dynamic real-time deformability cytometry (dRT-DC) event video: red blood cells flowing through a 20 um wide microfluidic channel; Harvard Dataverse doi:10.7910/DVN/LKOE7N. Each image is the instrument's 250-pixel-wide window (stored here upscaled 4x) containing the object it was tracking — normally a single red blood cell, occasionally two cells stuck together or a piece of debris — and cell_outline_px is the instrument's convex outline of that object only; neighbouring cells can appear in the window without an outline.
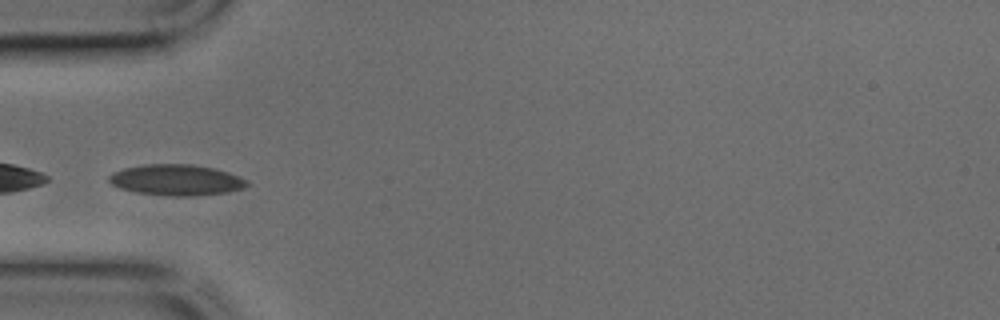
{"species": "common noctule bat (a hibernating species)", "species_latin": "Nyctalus noctula", "temperature_condition": "cold", "stored_images_in_passage": 38, "camera_frame_rate_fps": 3000, "um_per_image_px": 0.085, "animal": {"sex": "male", "body_mass_g": 17.9, "forearm_length_mm": 54.2}, "frame": {"image": 1, "passage_image": 9, "time_ms": 2.667, "image_size_px": [1000, 320], "cell_outline_px": [[252, 184], [244, 188], [228, 192], [192, 196], [168, 196], [136, 192], [120, 188], [112, 184], [108, 180], [108, 176], [112, 172], [124, 168], [144, 164], [192, 164], [212, 168], [228, 172]], "centroid_in_image_um": [14.96, 15.3], "position_along_channel_um": 70.0, "area_um2": 24.85}}
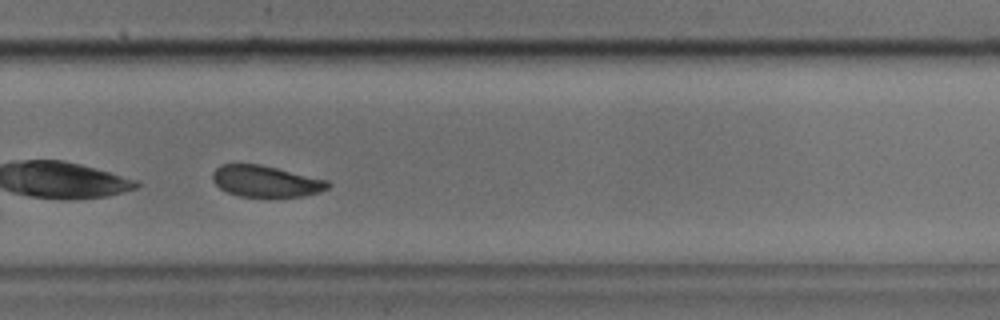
{"frame": {"image": 2, "passage_image": 25, "time_ms": 8.0, "image_size_px": [1000, 320], "cell_outline_px": [[332, 184], [328, 188], [320, 192], [304, 196], [240, 196], [228, 192], [220, 188], [212, 180], [212, 172], [220, 164], [260, 164], [328, 180]], "centroid_in_image_um": [22.59, 15.4], "position_along_channel_um": 307.2, "area_um2": 20.98}}